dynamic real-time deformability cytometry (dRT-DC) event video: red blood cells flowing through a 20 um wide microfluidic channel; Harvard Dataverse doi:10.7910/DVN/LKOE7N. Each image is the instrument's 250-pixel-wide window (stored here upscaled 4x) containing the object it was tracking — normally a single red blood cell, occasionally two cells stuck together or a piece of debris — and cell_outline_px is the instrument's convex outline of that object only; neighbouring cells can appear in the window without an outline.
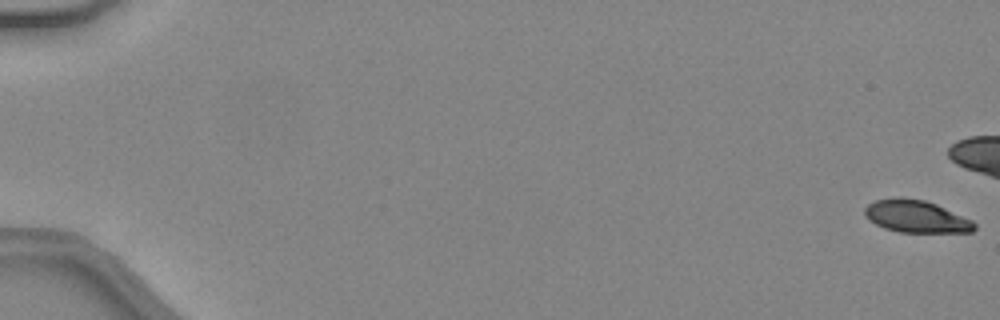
{"species": "common noctule bat (a hibernating species)", "species_latin": "Nyctalus noctula", "temperature_condition": "warm", "stored_images_in_passage": 41, "camera_frame_rate_fps": 3000, "um_per_image_px": 0.085, "animal": {"sex": "female", "body_mass_g": 24.6, "forearm_length_mm": 56.2}, "frame": {"image": 1, "passage_image": 1, "time_ms": 0.0, "image_size_px": [1000, 320], "cell_outline_px": [[976, 228], [972, 232], [900, 232], [884, 228], [876, 224], [864, 216], [864, 208], [868, 204], [876, 200], [900, 196], [924, 200], [936, 204], [972, 220], [976, 224]], "centroid_in_image_um": [77.86, 18.39], "position_along_channel_um": 7.1, "area_um2": 20.69}}
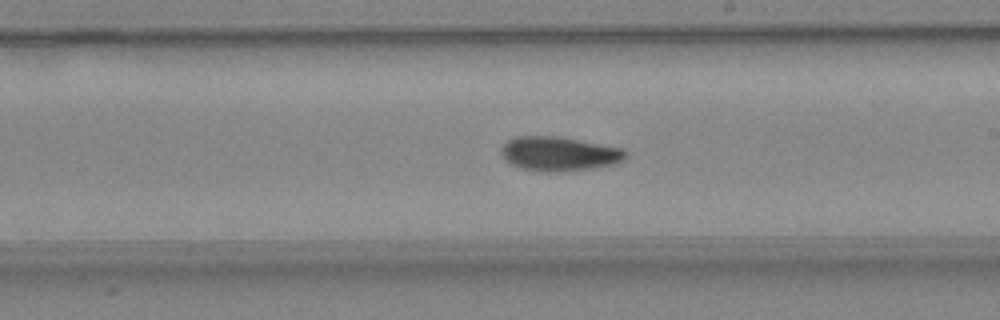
{"frame": {"image": 2, "passage_image": 30, "time_ms": 9.667, "image_size_px": [1000, 320], "cell_outline_px": [[628, 156], [624, 160], [616, 164], [596, 168], [564, 172], [540, 172], [524, 168], [512, 164], [504, 160], [500, 152], [500, 148], [508, 140], [516, 136], [556, 136], [624, 148], [628, 152]], "centroid_in_image_um": [47.56, 13.08], "position_along_channel_um": 241.4, "area_um2": 25.26}}
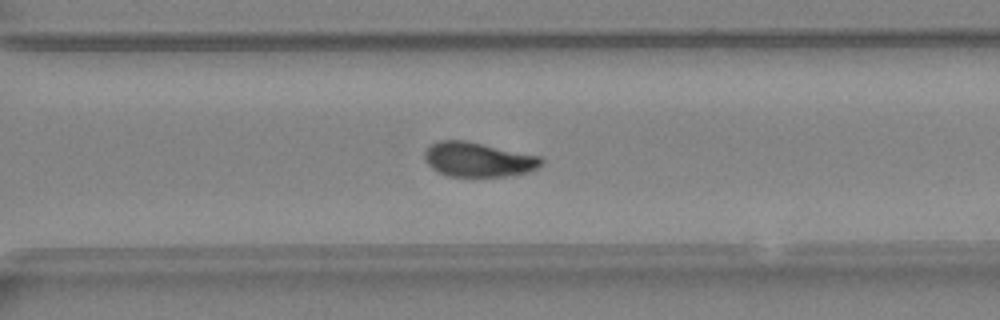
{"frame": {"image": 3, "passage_image": 36, "time_ms": 11.667, "image_size_px": [1000, 320], "cell_outline_px": [[544, 164], [528, 172], [508, 176], [448, 176], [436, 172], [424, 160], [424, 152], [436, 140], [464, 140], [540, 156], [544, 160]], "centroid_in_image_um": [40.63, 13.56], "position_along_channel_um": 330.0, "area_um2": 23.52}}